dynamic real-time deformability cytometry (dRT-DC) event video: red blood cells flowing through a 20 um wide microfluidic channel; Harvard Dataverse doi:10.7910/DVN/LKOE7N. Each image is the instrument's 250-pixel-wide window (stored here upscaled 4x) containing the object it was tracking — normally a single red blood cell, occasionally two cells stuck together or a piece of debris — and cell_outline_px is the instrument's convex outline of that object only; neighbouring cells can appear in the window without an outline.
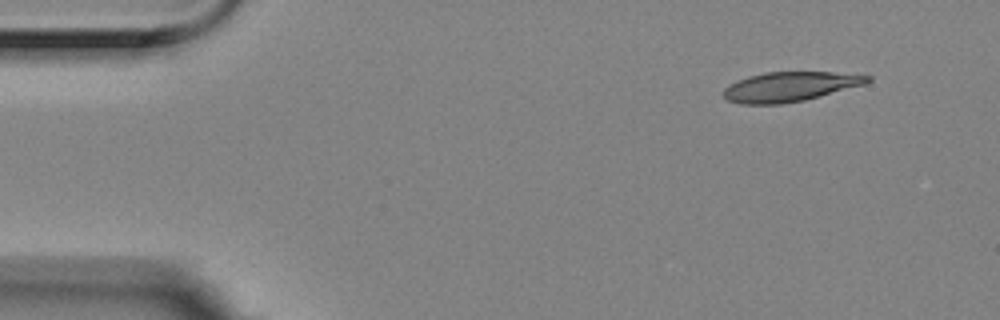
{"species": "Egyptian fruit bat (a non-hibernating species)", "species_latin": "Rousettus aegyptiacus", "temperature_condition": "room temperature", "stored_images_in_passage": 3, "camera_frame_rate_fps": 3000, "um_per_image_px": 0.085, "animal": {"sex": "female"}, "frame": {"image": 1, "passage_image": 1, "time_ms": 0.0, "image_size_px": [1000, 320], "cell_outline_px": [[872, 80], [864, 84], [804, 100], [780, 104], [740, 104], [728, 100], [724, 96], [724, 88], [728, 84], [736, 80], [748, 76], [764, 72], [832, 72], [872, 76]], "centroid_in_image_um": [67.09, 7.36], "position_along_channel_um": 17.9, "area_um2": 24.74}}
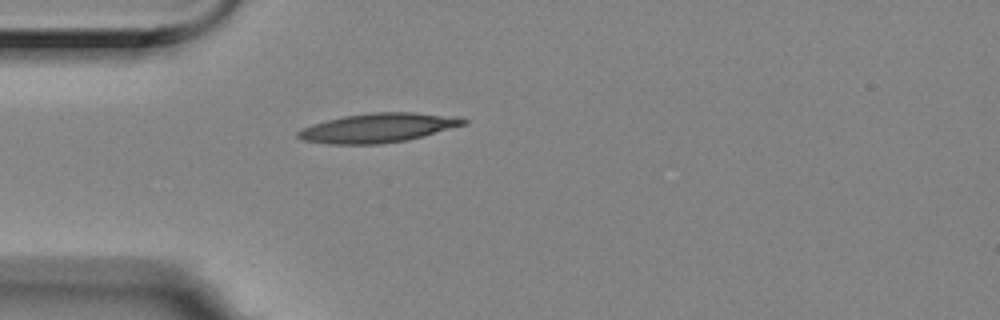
{"frame": {"image": 2, "passage_image": 3, "time_ms": 0.667, "image_size_px": [1000, 320], "cell_outline_px": [[468, 120], [464, 124], [424, 136], [408, 140], [380, 144], [328, 144], [304, 140], [296, 136], [296, 132], [300, 128], [312, 124], [344, 116], [372, 112], [416, 112], [460, 116]], "centroid_in_image_um": [32.14, 10.86], "position_along_channel_um": 52.9, "area_um2": 28.32}}